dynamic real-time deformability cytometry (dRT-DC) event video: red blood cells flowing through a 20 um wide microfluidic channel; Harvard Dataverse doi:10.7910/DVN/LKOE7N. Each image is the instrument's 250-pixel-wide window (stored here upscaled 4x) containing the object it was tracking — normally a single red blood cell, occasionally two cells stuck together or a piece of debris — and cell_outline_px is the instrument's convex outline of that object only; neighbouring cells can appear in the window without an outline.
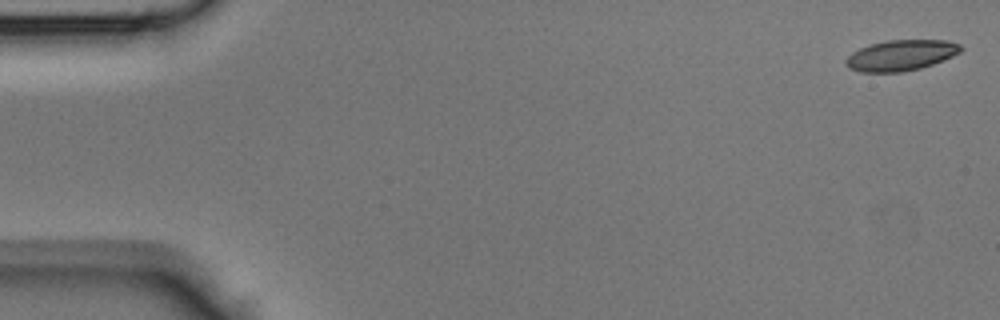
{"species": "Egyptian fruit bat (a non-hibernating species)", "species_latin": "Rousettus aegyptiacus", "temperature_condition": "room temperature", "stored_images_in_passage": 43, "camera_frame_rate_fps": 3000, "um_per_image_px": 0.085, "animal": {"sex": "male"}, "frame": {"image": 1, "passage_image": 1, "time_ms": 0.0, "image_size_px": [1000, 320], "cell_outline_px": [[964, 48], [960, 52], [944, 60], [920, 68], [900, 72], [860, 72], [848, 68], [844, 64], [844, 60], [852, 52], [860, 48], [872, 44], [888, 40], [944, 40], [960, 44]], "centroid_in_image_um": [76.56, 4.7], "position_along_channel_um": 8.4, "area_um2": 20.58}}
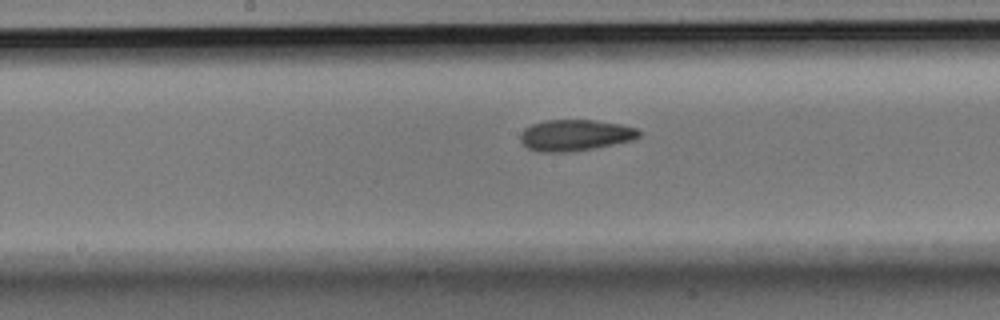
{"frame": {"image": 2, "passage_image": 22, "time_ms": 7.0, "image_size_px": [1000, 320], "cell_outline_px": [[640, 136], [632, 140], [596, 148], [572, 152], [540, 152], [528, 148], [520, 140], [520, 136], [524, 128], [532, 124], [544, 120], [596, 120], [620, 124], [636, 128], [640, 132]], "centroid_in_image_um": [48.88, 11.49], "position_along_channel_um": 199.3, "area_um2": 21.68}}
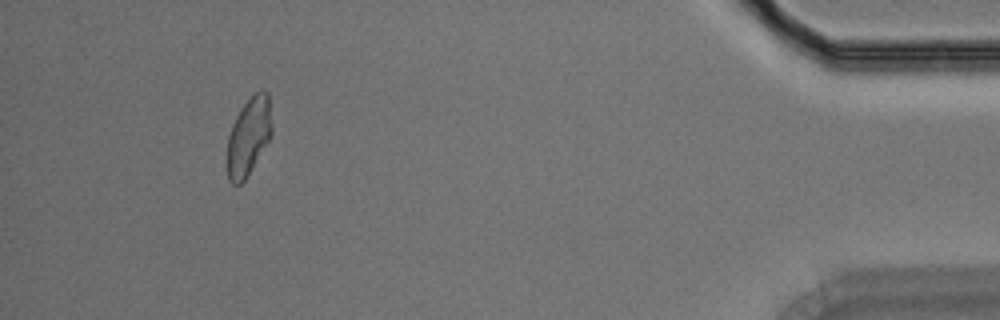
{"frame": {"image": 3, "passage_image": 40, "time_ms": 13.0, "image_size_px": [1000, 320], "cell_outline_px": [[272, 132], [268, 140], [244, 180], [240, 184], [232, 184], [228, 180], [228, 136], [232, 124], [240, 108], [256, 92], [264, 88], [268, 92], [272, 124]], "centroid_in_image_um": [21.14, 11.54], "position_along_channel_um": 414.1, "area_um2": 19.88}}